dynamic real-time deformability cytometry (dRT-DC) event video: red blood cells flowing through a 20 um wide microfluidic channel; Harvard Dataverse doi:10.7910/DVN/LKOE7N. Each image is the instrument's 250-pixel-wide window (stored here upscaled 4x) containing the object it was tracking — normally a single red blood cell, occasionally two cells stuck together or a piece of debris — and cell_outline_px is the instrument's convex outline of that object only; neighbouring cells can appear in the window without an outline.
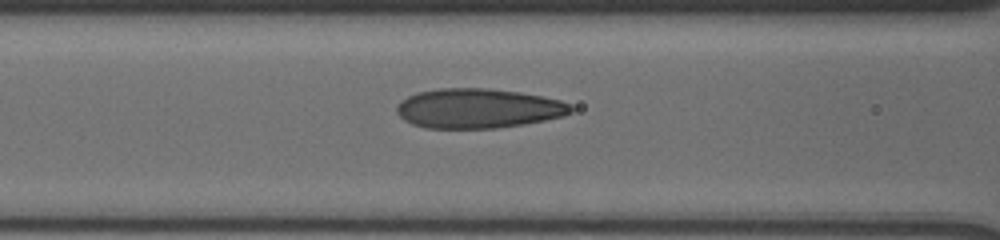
{"species": "human", "species_latin": "Homo sapiens", "temperature_condition": "cold", "stored_images_in_passage": 31, "segment_of_instrument_passage": [1, 2], "camera_frame_rate_fps": 3000, "um_per_image_px": 0.085, "donor": {"sex": "male"}, "frame": {"image": 1, "passage_image": 18, "time_ms": 7.0, "image_size_px": [1000, 240], "cell_outline_px": [[572, 112], [564, 116], [524, 124], [496, 128], [424, 128], [412, 124], [404, 120], [396, 112], [396, 108], [400, 100], [416, 92], [440, 88], [488, 88], [520, 92], [560, 100], [572, 104]], "centroid_in_image_um": [40.62, 9.21], "position_along_channel_um": 126.0, "area_um2": 40.4}}
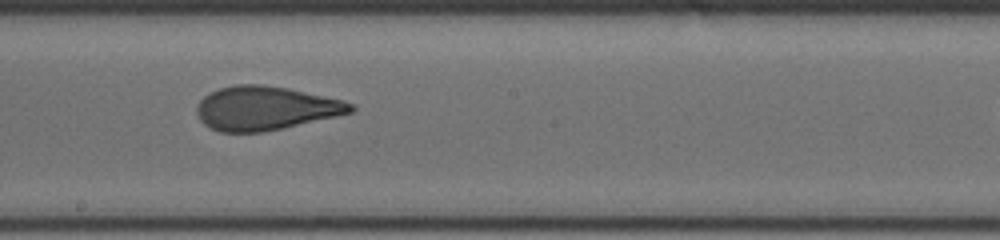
{"frame": {"image": 2, "passage_image": 24, "time_ms": 9.667, "image_size_px": [1000, 240], "cell_outline_px": [[356, 108], [352, 112], [336, 116], [264, 132], [220, 132], [208, 128], [200, 120], [196, 112], [196, 104], [204, 96], [220, 88], [236, 84], [260, 84], [288, 88], [340, 100], [352, 104]], "centroid_in_image_um": [22.5, 9.2], "position_along_channel_um": 225.7, "area_um2": 39.07}}
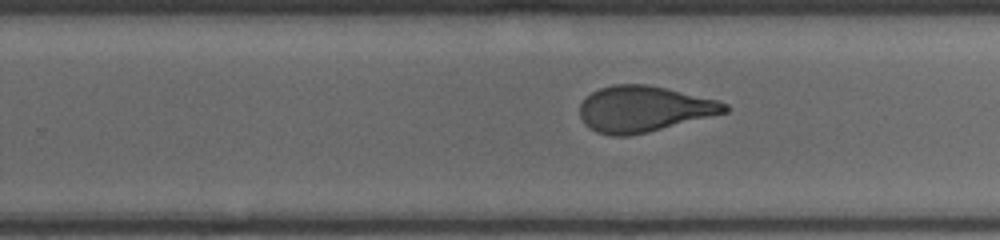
{"frame": {"image": 3, "passage_image": 28, "time_ms": 11.0, "image_size_px": [1000, 240], "cell_outline_px": [[732, 108], [728, 112], [648, 132], [628, 136], [612, 136], [596, 132], [584, 124], [580, 116], [580, 104], [592, 92], [600, 88], [616, 84], [648, 84], [716, 100], [728, 104]], "centroid_in_image_um": [54.72, 9.27], "position_along_channel_um": 275.1, "area_um2": 38.67}}